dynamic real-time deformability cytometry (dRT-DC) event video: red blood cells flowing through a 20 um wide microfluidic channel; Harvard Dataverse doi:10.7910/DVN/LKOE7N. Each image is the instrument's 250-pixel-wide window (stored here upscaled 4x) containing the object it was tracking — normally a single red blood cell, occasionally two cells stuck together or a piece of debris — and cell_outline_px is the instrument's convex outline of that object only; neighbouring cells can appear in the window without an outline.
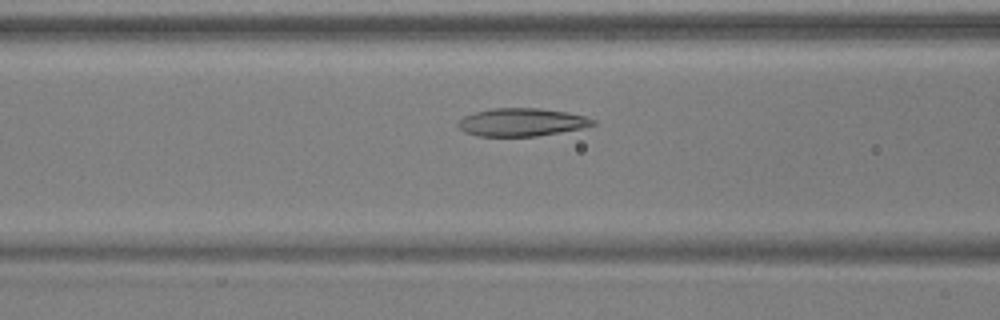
{"species": "common noctule bat (a hibernating species)", "species_latin": "Nyctalus noctula", "temperature_condition": "warm", "stored_images_in_passage": 52, "camera_frame_rate_fps": 3000, "um_per_image_px": 0.085, "animal": {"sex": "male", "body_mass_g": 17.9, "forearm_length_mm": 54.2}, "frame": {"image": 1, "passage_image": 21, "time_ms": 6.667, "image_size_px": [1000, 320], "cell_outline_px": [[596, 124], [584, 128], [536, 136], [476, 136], [464, 132], [456, 124], [464, 116], [476, 112], [492, 108], [540, 108], [564, 112], [584, 116], [596, 120]], "centroid_in_image_um": [44.34, 10.39], "position_along_channel_um": 122.3, "area_um2": 21.91}}
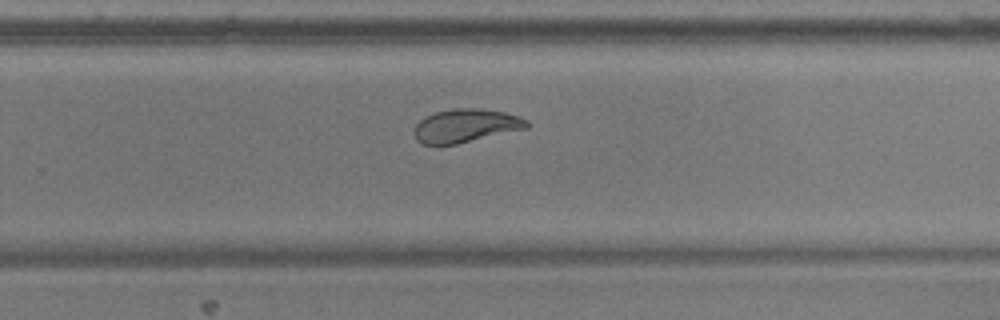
{"frame": {"image": 2, "passage_image": 34, "time_ms": 11.0, "image_size_px": [1000, 320], "cell_outline_px": [[532, 124], [528, 128], [456, 144], [424, 144], [416, 140], [416, 124], [420, 120], [436, 112], [456, 108], [480, 108], [504, 112], [520, 116], [528, 120]], "centroid_in_image_um": [39.67, 10.67], "position_along_channel_um": 290.1, "area_um2": 21.73}}
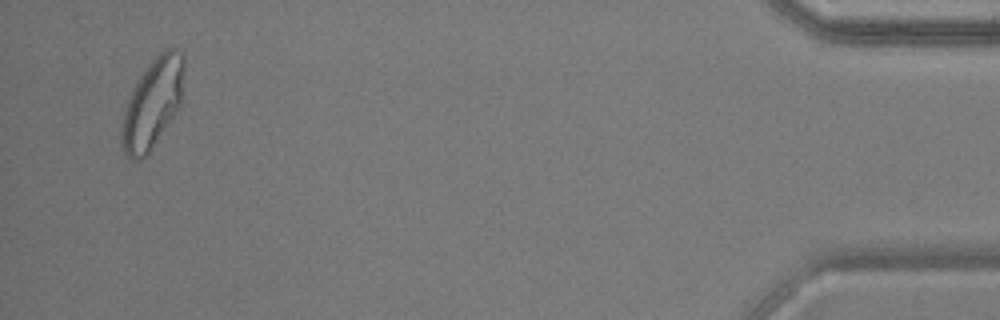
{"frame": {"image": 3, "passage_image": 50, "time_ms": 16.333, "image_size_px": [1000, 320], "cell_outline_px": [[184, 68], [180, 104], [148, 152], [140, 160], [132, 160], [124, 152], [120, 140], [120, 132], [124, 108], [132, 88], [148, 64], [164, 48], [176, 48], [184, 56]], "centroid_in_image_um": [12.93, 8.75], "position_along_channel_um": 422.3, "area_um2": 32.02}, "authors_computed_cell_mechanics": {"area_um2": 23.987, "velocity_mm_per_s": 3.8915, "shape_relaxation_time_tau1_ms": 4.8492, "shape_relaxation_time_tau2_ms": 1.7474, "deformation_change_tau1": 0.164, "deformation_change_tau2": 0.0769}}